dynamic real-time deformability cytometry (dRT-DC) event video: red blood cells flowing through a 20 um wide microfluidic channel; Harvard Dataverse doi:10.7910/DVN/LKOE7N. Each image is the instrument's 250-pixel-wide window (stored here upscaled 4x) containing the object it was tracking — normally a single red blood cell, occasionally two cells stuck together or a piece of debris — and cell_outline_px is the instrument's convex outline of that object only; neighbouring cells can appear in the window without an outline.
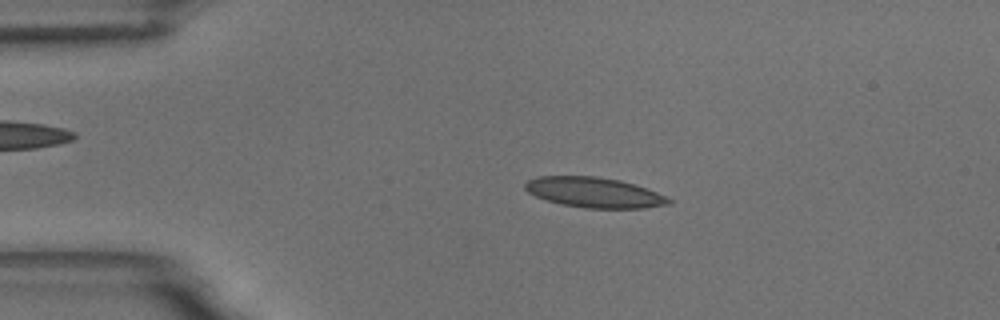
{"species": "common noctule bat (a hibernating species)", "species_latin": "Nyctalus noctula", "temperature_condition": "room temperature", "stored_images_in_passage": 24, "camera_frame_rate_fps": 3000, "um_per_image_px": 0.085, "animal": {"sex": "male", "body_mass_g": 18.8}, "frame": {"image": 1, "passage_image": 11, "time_ms": 3.333, "image_size_px": [1000, 320], "cell_outline_px": [[672, 204], [644, 208], [584, 208], [564, 204], [548, 200], [536, 196], [528, 192], [524, 188], [524, 184], [528, 180], [536, 176], [596, 176], [620, 180], [656, 192], [672, 200]], "centroid_in_image_um": [50.49, 16.35], "position_along_channel_um": 34.5, "area_um2": 25.09}}
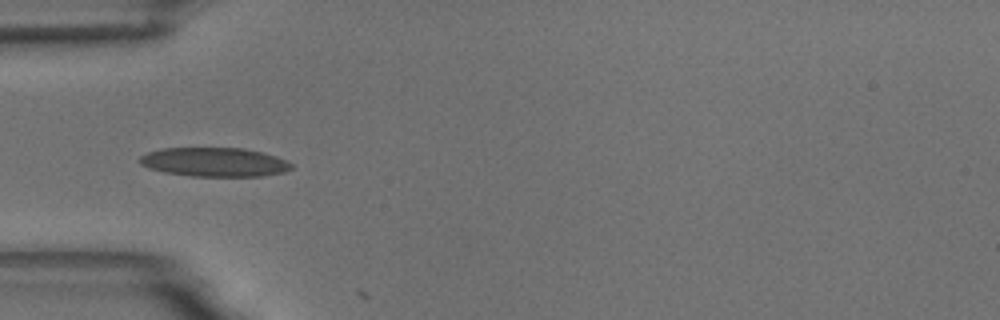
{"frame": {"image": 2, "passage_image": 17, "time_ms": 5.333, "image_size_px": [1000, 320], "cell_outline_px": [[292, 168], [284, 172], [264, 176], [192, 176], [164, 172], [148, 168], [140, 164], [136, 160], [140, 156], [148, 152], [164, 148], [244, 148], [276, 156], [288, 160], [292, 164]], "centroid_in_image_um": [18.21, 13.78], "position_along_channel_um": 66.8, "area_um2": 25.78}}
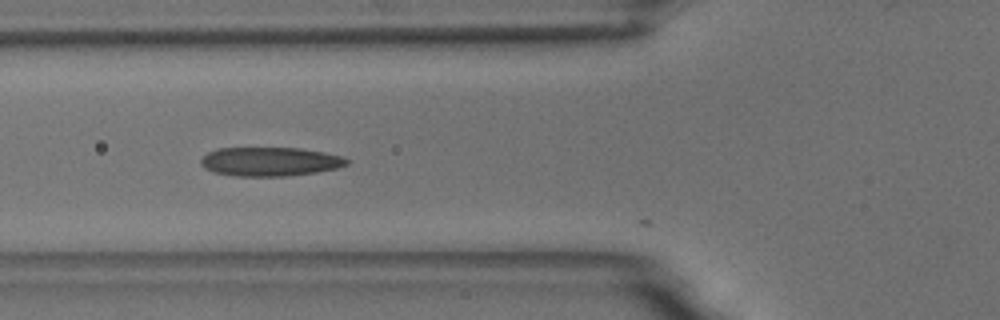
{"frame": {"image": 3, "passage_image": 20, "time_ms": 6.333, "image_size_px": [1000, 320], "cell_outline_px": [[348, 164], [336, 168], [316, 172], [284, 176], [232, 176], [216, 172], [204, 168], [200, 164], [200, 160], [208, 152], [216, 148], [300, 148], [324, 152], [344, 156], [348, 160]], "centroid_in_image_um": [22.94, 13.73], "position_along_channel_um": 102.9, "area_um2": 24.62}}